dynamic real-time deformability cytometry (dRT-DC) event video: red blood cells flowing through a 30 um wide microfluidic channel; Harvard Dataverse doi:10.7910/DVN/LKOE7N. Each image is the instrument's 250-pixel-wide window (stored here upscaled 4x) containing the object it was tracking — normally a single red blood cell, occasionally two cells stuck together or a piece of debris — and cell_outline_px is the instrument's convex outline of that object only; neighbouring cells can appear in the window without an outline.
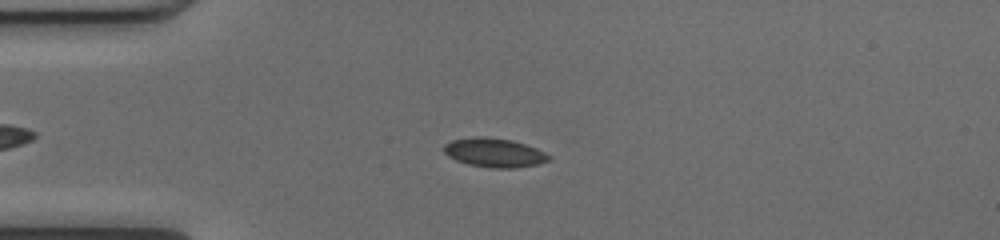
{"species": "common noctule bat (a hibernating species)", "species_latin": "Nyctalus noctula", "temperature_condition": "cold", "stored_images_in_passage": 51, "camera_frame_rate_fps": 3000, "um_per_image_px": 0.085, "animal": {"sex": "female", "body_mass_g": 17.0, "forearm_length_mm": 48.0}, "frame": {"image": 1, "passage_image": 13, "time_ms": 4.0, "image_size_px": [1000, 240], "cell_outline_px": [[552, 156], [548, 160], [536, 164], [516, 168], [492, 168], [468, 164], [456, 160], [448, 156], [444, 152], [444, 144], [452, 140], [476, 136], [484, 136], [512, 140], [536, 148]], "centroid_in_image_um": [42.0, 12.97], "position_along_channel_um": 43.0, "area_um2": 17.69}}
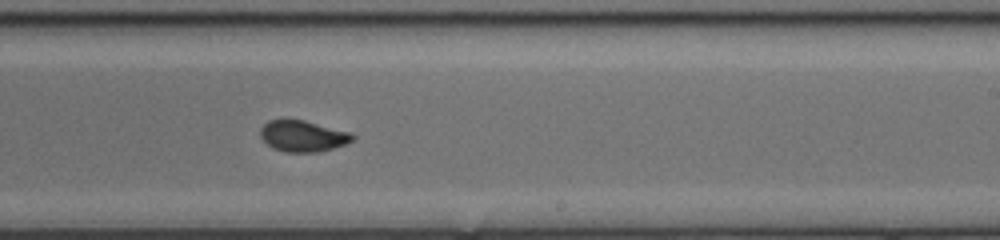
{"frame": {"image": 2, "passage_image": 31, "time_ms": 10.0, "image_size_px": [1000, 240], "cell_outline_px": [[356, 136], [352, 140], [344, 144], [320, 152], [284, 152], [272, 148], [260, 136], [260, 128], [268, 120], [304, 120], [352, 132]], "centroid_in_image_um": [25.75, 11.56], "position_along_channel_um": 263.2, "area_um2": 16.76}}
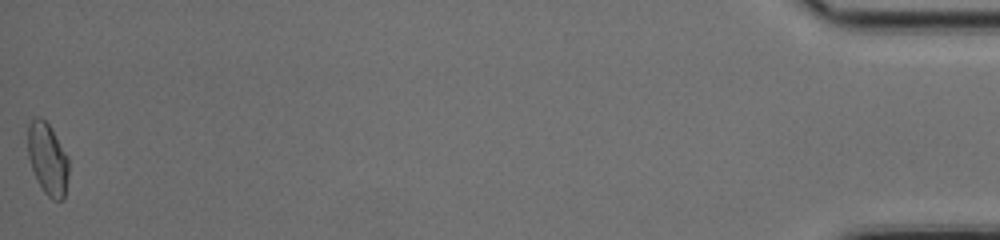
{"frame": {"image": 3, "passage_image": 51, "time_ms": 16.667, "image_size_px": [1000, 240], "cell_outline_px": [[68, 172], [64, 200], [52, 200], [44, 192], [36, 180], [28, 156], [28, 124], [32, 116], [40, 116], [48, 124], [68, 156]], "centroid_in_image_um": [4.03, 13.5], "position_along_channel_um": 431.2, "area_um2": 17.17}, "authors_computed_cell_mechanics": {"area_um2": 16.762, "velocity_mm_per_s": 4.0532, "shape_relaxation_time_tau1_ms": 5.5432, "shape_relaxation_time_tau2_ms": null, "deformation_change_tau1": 0.1269, "deformation_change_tau2": null}}